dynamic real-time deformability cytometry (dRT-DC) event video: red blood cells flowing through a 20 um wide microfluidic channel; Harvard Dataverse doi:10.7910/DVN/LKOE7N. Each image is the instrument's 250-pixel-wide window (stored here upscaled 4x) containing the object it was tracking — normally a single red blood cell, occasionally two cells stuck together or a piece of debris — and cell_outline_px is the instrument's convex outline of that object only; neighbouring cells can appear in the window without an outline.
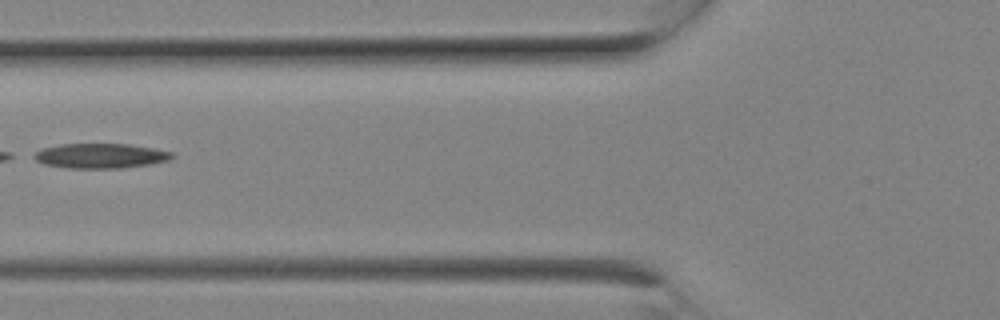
{"species": "Egyptian fruit bat (a non-hibernating species)", "species_latin": "Rousettus aegyptiacus", "temperature_condition": "room temperature", "stored_images_in_passage": 8, "segment_of_instrument_passage": [2, 2], "camera_frame_rate_fps": 3000, "um_per_image_px": 0.085, "animal": {"sex": "female"}, "frame": {"image": 1, "passage_image": 6, "time_ms": 1.667, "image_size_px": [1000, 320], "cell_outline_px": [[176, 156], [168, 160], [148, 164], [120, 168], [68, 168], [44, 164], [28, 156], [40, 148], [60, 144], [128, 144], [152, 148], [172, 152]], "centroid_in_image_um": [8.46, 13.24], "position_along_channel_um": 117.3, "area_um2": 20.06}}
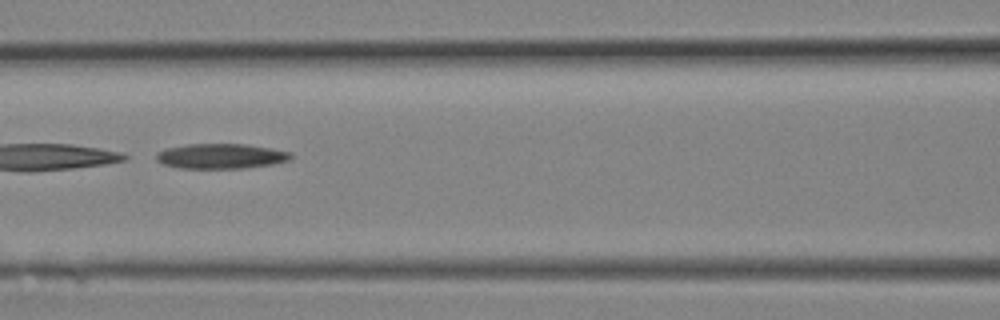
{"frame": {"image": 2, "passage_image": 7, "time_ms": 2.0, "image_size_px": [1000, 320], "cell_outline_px": [[292, 160], [272, 164], [244, 168], [176, 168], [164, 164], [156, 160], [156, 152], [164, 148], [188, 144], [244, 144], [272, 148], [292, 152]], "centroid_in_image_um": [18.78, 13.27], "position_along_channel_um": 147.8, "area_um2": 19.83}}